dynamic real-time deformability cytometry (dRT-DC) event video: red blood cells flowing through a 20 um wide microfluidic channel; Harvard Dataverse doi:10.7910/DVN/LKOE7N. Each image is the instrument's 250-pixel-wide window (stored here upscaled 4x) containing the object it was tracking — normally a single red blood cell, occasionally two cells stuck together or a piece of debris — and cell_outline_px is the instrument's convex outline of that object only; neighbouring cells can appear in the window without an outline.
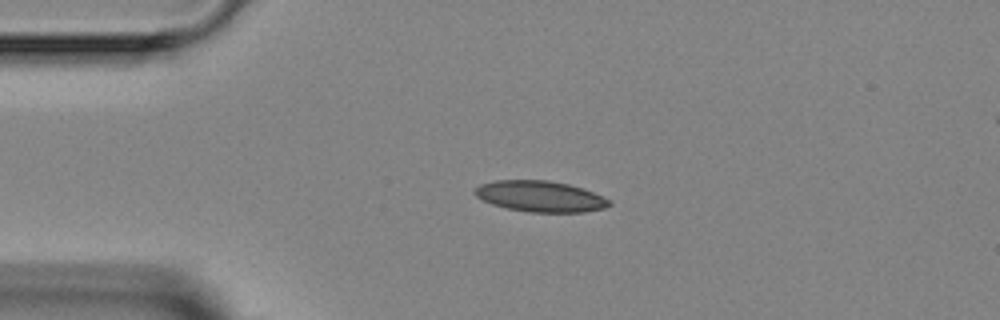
{"species": "Egyptian fruit bat (a non-hibernating species)", "species_latin": "Rousettus aegyptiacus", "temperature_condition": "room temperature", "stored_images_in_passage": 4, "camera_frame_rate_fps": 3000, "um_per_image_px": 0.085, "animal": {"sex": "female"}, "frame": {"image": 1, "passage_image": 2, "time_ms": 1.0, "image_size_px": [1000, 320], "cell_outline_px": [[612, 204], [604, 208], [584, 212], [528, 212], [508, 208], [492, 204], [476, 196], [472, 192], [480, 184], [496, 180], [548, 180], [568, 184], [592, 192], [608, 200]], "centroid_in_image_um": [45.88, 16.69], "position_along_channel_um": 39.1, "area_um2": 23.99}}
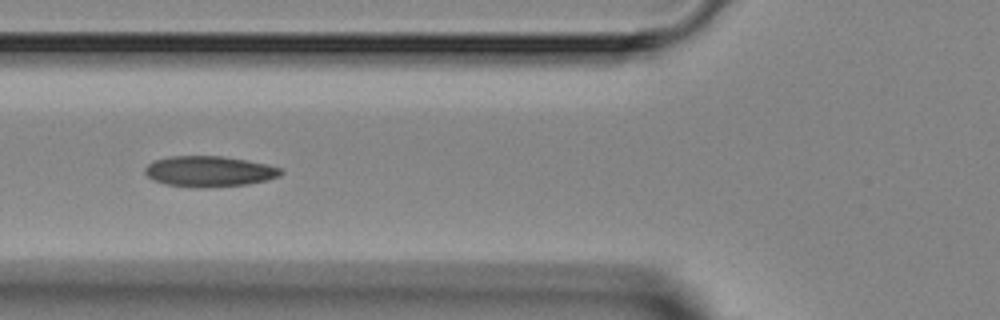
{"frame": {"image": 2, "passage_image": 4, "time_ms": 3.333, "image_size_px": [1000, 320], "cell_outline_px": [[284, 172], [280, 176], [248, 184], [204, 188], [192, 188], [168, 184], [152, 180], [144, 172], [144, 168], [152, 160], [168, 156], [220, 156], [248, 160], [268, 164], [280, 168]], "centroid_in_image_um": [17.76, 14.56], "position_along_channel_um": 108.0, "area_um2": 24.51}}